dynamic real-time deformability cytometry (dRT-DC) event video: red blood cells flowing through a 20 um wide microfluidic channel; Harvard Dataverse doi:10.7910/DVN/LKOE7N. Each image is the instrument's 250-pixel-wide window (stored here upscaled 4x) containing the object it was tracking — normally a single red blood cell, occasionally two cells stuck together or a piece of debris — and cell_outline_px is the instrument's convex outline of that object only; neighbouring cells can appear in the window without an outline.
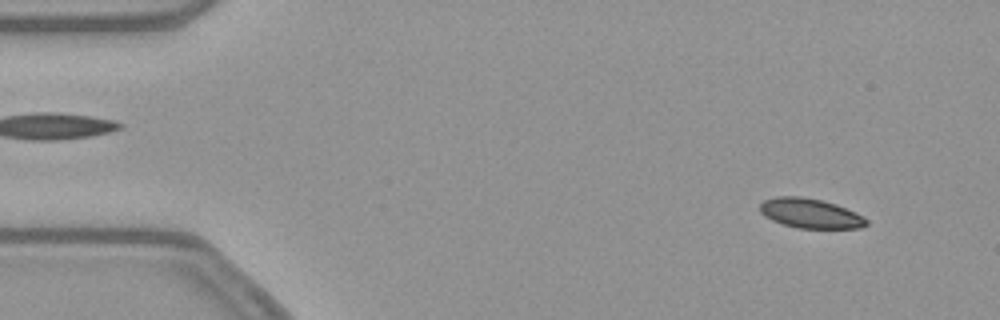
{"species": "common noctule bat (a hibernating species)", "species_latin": "Nyctalus noctula", "temperature_condition": "warm", "stored_images_in_passage": 53, "camera_frame_rate_fps": 3000, "um_per_image_px": 0.085, "animal": {"sex": "female", "body_mass_g": 21.9}, "frame": {"image": 1, "passage_image": 4, "time_ms": 1.0, "image_size_px": [1000, 320], "cell_outline_px": [[868, 224], [860, 228], [796, 228], [772, 220], [764, 216], [760, 212], [760, 204], [764, 200], [776, 196], [800, 196], [820, 200], [836, 204], [856, 212], [864, 216], [868, 220]], "centroid_in_image_um": [68.88, 18.13], "position_along_channel_um": 16.1, "area_um2": 18.44}}
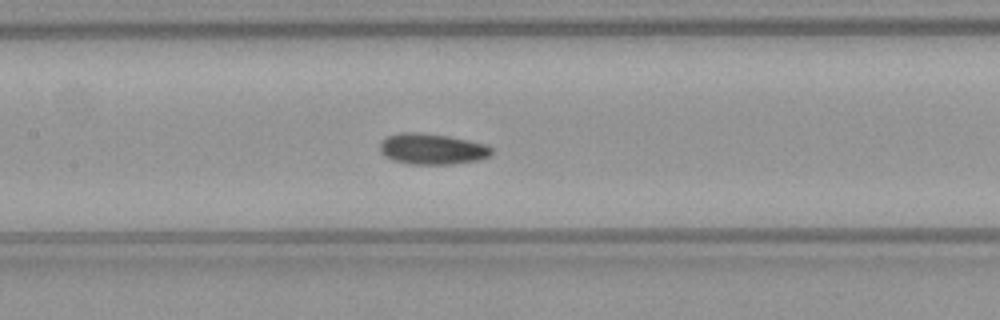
{"frame": {"image": 2, "passage_image": 24, "time_ms": 7.667, "image_size_px": [1000, 320], "cell_outline_px": [[492, 152], [488, 156], [480, 160], [452, 164], [408, 164], [392, 160], [384, 156], [380, 152], [380, 144], [388, 136], [400, 132], [424, 132], [448, 136], [488, 144], [492, 148]], "centroid_in_image_um": [36.73, 12.66], "position_along_channel_um": 170.7, "area_um2": 20.29}}
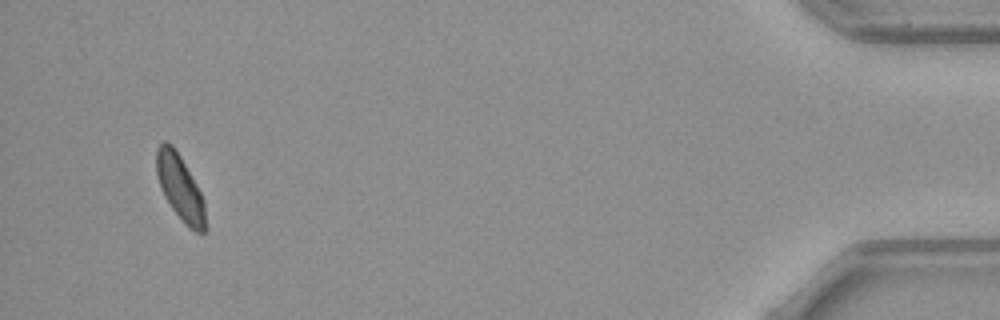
{"frame": {"image": 3, "passage_image": 50, "time_ms": 16.333, "image_size_px": [1000, 320], "cell_outline_px": [[208, 228], [204, 232], [196, 232], [188, 228], [172, 208], [164, 196], [160, 188], [156, 172], [156, 148], [164, 140], [172, 144], [180, 156], [196, 184], [204, 200]], "centroid_in_image_um": [15.32, 15.98], "position_along_channel_um": 419.9, "area_um2": 18.84}, "authors_computed_cell_mechanics": {"area_um2": 19.5364, "velocity_mm_per_s": 3.8476, "shape_relaxation_time_tau1_ms": null, "shape_relaxation_time_tau2_ms": 9.1919, "deformation_change_tau1": null, "deformation_change_tau2": 0.1191}}